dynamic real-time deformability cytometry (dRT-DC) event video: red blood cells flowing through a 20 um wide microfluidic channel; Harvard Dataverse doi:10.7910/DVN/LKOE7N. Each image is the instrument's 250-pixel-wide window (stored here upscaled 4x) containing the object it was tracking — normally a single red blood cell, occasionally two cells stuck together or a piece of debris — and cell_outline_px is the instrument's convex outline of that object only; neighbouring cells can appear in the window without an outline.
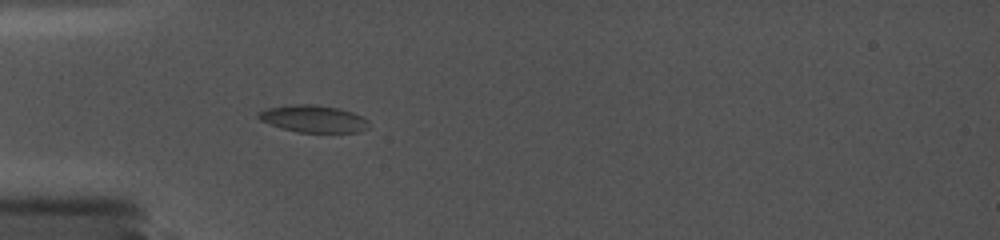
{"species": "common noctule bat (a hibernating species)", "species_latin": "Nyctalus noctula", "temperature_condition": "cold", "stored_images_in_passage": 63, "camera_frame_rate_fps": 5000, "um_per_image_px": 0.085, "animal": {"sex": "female", "body_mass_g": 19.0, "forearm_length_mm": 56.7}, "frame": {"image": 1, "passage_image": 1, "time_ms": 0.0, "image_size_px": [1000, 240], "cell_outline_px": [[372, 124], [368, 128], [360, 132], [300, 132], [284, 128], [260, 120], [256, 116], [256, 112], [264, 108], [292, 104], [316, 104], [340, 108], [352, 112], [368, 120]], "centroid_in_image_um": [26.65, 10.08], "position_along_channel_um": 58.4, "area_um2": 17.63}}
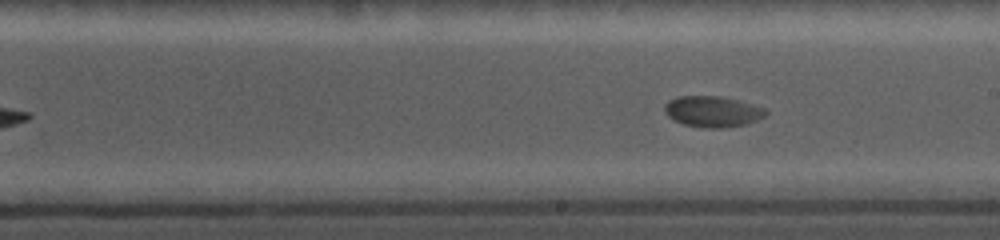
{"frame": {"image": 2, "passage_image": 35, "time_ms": 4.8, "image_size_px": [1000, 240], "cell_outline_px": [[768, 112], [764, 116], [748, 124], [720, 128], [704, 128], [684, 124], [672, 120], [664, 112], [664, 104], [668, 100], [680, 96], [724, 96], [740, 100], [768, 108]], "centroid_in_image_um": [60.59, 9.47], "position_along_channel_um": 228.4, "area_um2": 18.61}}
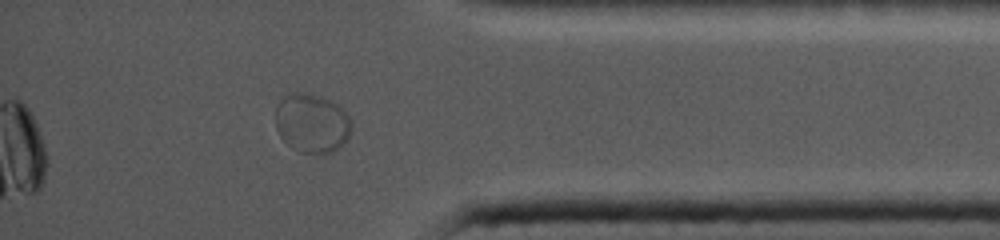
{"frame": {"image": 3, "passage_image": 57, "time_ms": 9.8, "image_size_px": [1000, 240], "cell_outline_px": [[352, 128], [344, 144], [340, 148], [332, 152], [300, 152], [292, 148], [280, 136], [276, 128], [276, 104], [284, 96], [292, 92], [304, 92], [320, 96], [344, 108], [352, 120]], "centroid_in_image_um": [26.52, 10.45], "position_along_channel_um": 408.7, "area_um2": 26.36}, "authors_computed_cell_mechanics": {"area_um2": 18.1492, "velocity_mm_per_s": 3.69, "shape_relaxation_time_tau1_ms": null, "shape_relaxation_time_tau2_ms": 2.0947, "deformation_change_tau1": null, "deformation_change_tau2": null}}